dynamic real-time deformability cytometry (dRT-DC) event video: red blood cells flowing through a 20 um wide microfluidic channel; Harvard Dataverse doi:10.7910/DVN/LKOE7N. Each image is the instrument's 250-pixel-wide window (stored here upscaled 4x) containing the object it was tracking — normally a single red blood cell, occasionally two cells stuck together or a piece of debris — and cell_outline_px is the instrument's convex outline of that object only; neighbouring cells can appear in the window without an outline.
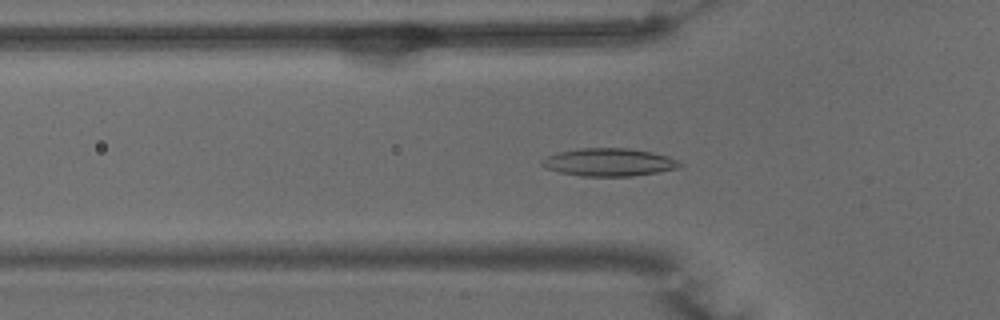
{"species": "common noctule bat (a hibernating species)", "species_latin": "Nyctalus noctula", "temperature_condition": "warm", "stored_images_in_passage": 40, "camera_frame_rate_fps": 3000, "um_per_image_px": 0.085, "animal": {"sex": "male", "body_mass_g": 15.6}, "frame": {"image": 1, "passage_image": 16, "time_ms": 5.0, "image_size_px": [1000, 320], "cell_outline_px": [[684, 164], [680, 168], [632, 176], [580, 176], [560, 172], [544, 168], [540, 164], [540, 160], [548, 156], [560, 152], [580, 148], [628, 148], [652, 152], [668, 156], [680, 160]], "centroid_in_image_um": [51.79, 13.79], "position_along_channel_um": 74.0, "area_um2": 22.48}}
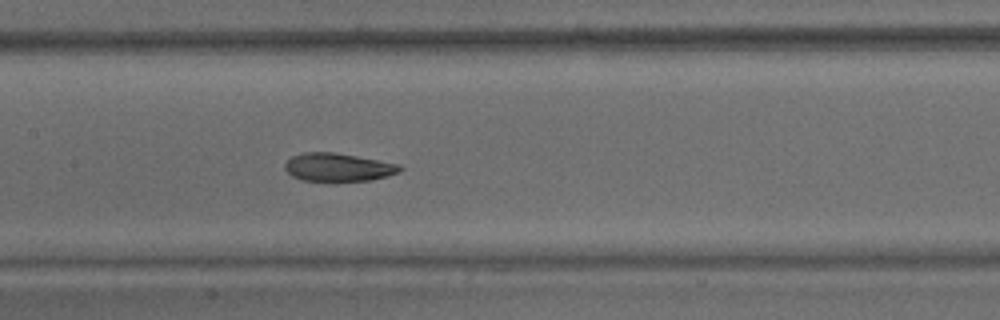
{"frame": {"image": 2, "passage_image": 24, "time_ms": 7.667, "image_size_px": [1000, 320], "cell_outline_px": [[404, 168], [400, 172], [388, 176], [372, 180], [336, 184], [328, 184], [300, 180], [292, 176], [284, 168], [284, 164], [292, 156], [304, 152], [332, 152], [356, 156], [400, 164]], "centroid_in_image_um": [28.74, 14.28], "position_along_channel_um": 178.7, "area_um2": 19.88}}
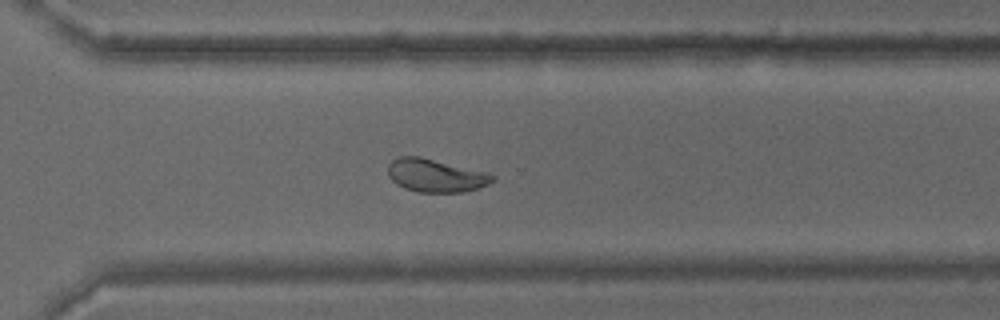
{"frame": {"image": 3, "passage_image": 36, "time_ms": 11.667, "image_size_px": [1000, 320], "cell_outline_px": [[496, 180], [488, 184], [464, 192], [420, 192], [404, 188], [396, 184], [388, 176], [388, 164], [392, 160], [400, 156], [420, 156], [484, 172], [496, 176]], "centroid_in_image_um": [36.99, 14.92], "position_along_channel_um": 333.6, "area_um2": 20.0}, "authors_computed_cell_mechanics": {"area_um2": 20.0855, "velocity_mm_per_s": 3.8804, "shape_relaxation_time_tau1_ms": 4.5301, "shape_relaxation_time_tau2_ms": 1.7368, "deformation_change_tau1": 0.1599, "deformation_change_tau2": 0.0695}}